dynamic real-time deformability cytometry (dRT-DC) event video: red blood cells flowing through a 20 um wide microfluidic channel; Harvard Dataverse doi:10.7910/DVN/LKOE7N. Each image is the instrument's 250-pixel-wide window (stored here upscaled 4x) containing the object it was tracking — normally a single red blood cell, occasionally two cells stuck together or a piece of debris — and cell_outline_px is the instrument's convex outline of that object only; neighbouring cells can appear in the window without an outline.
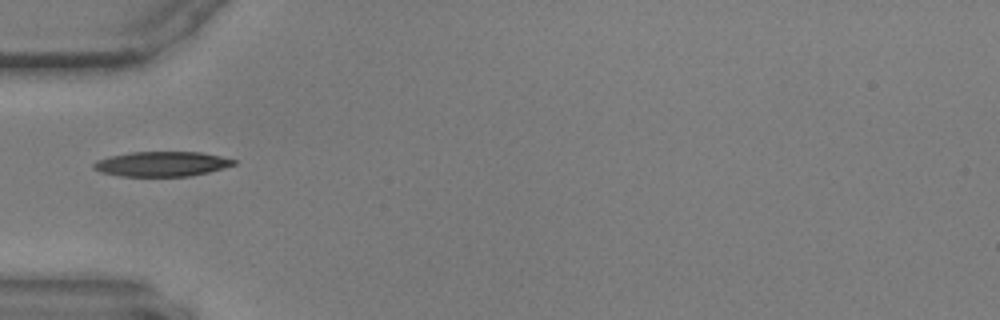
{"species": "common noctule bat (a hibernating species)", "species_latin": "Nyctalus noctula", "temperature_condition": "warm", "stored_images_in_passage": 30, "camera_frame_rate_fps": 3000, "um_per_image_px": 0.085, "animal": {"sex": "male", "body_mass_g": 17.9, "forearm_length_mm": 54.2}, "frame": {"image": 1, "passage_image": 1, "time_ms": 0.0, "image_size_px": [1000, 320], "cell_outline_px": [[236, 164], [224, 168], [208, 172], [188, 176], [120, 176], [100, 172], [92, 168], [92, 164], [96, 160], [108, 156], [132, 152], [200, 152], [220, 156], [236, 160]], "centroid_in_image_um": [13.71, 13.93], "position_along_channel_um": 71.3, "area_um2": 20.35}}
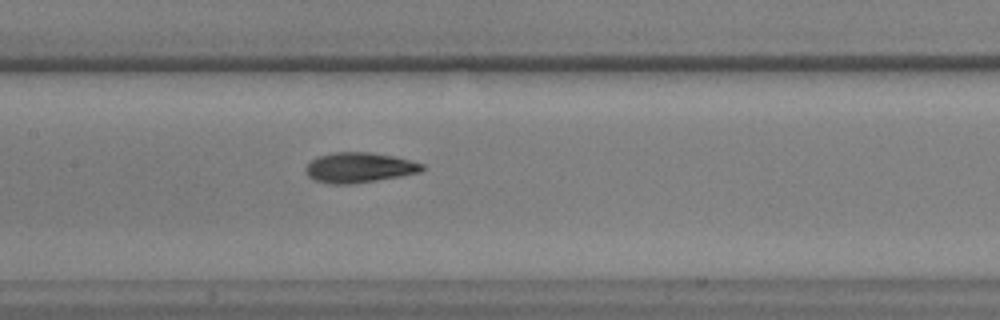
{"frame": {"image": 2, "passage_image": 10, "time_ms": 3.0, "image_size_px": [1000, 320], "cell_outline_px": [[424, 168], [420, 172], [400, 176], [352, 184], [328, 184], [312, 180], [304, 172], [304, 168], [312, 160], [320, 156], [332, 152], [368, 152], [392, 156], [424, 164]], "centroid_in_image_um": [30.47, 14.25], "position_along_channel_um": 176.9, "area_um2": 20.4}}
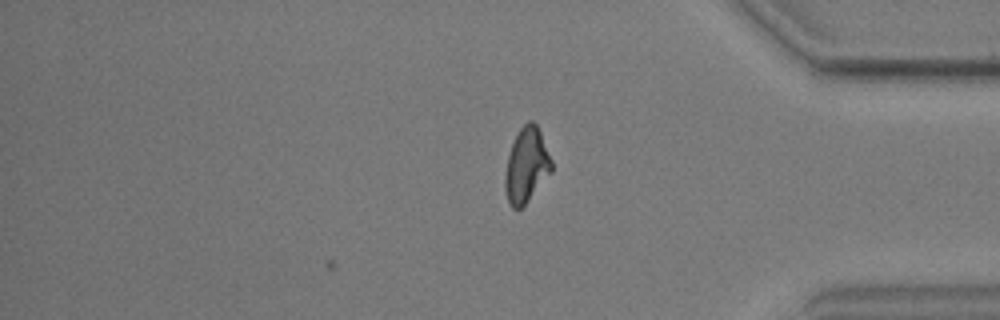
{"frame": {"image": 3, "passage_image": 30, "time_ms": 9.667, "image_size_px": [1000, 320], "cell_outline_px": [[552, 172], [528, 200], [520, 208], [512, 208], [508, 204], [504, 188], [504, 172], [508, 156], [512, 144], [520, 128], [528, 120], [532, 120], [536, 124], [540, 132], [552, 160]], "centroid_in_image_um": [44.73, 14.06], "position_along_channel_um": 390.5, "area_um2": 20.23}}